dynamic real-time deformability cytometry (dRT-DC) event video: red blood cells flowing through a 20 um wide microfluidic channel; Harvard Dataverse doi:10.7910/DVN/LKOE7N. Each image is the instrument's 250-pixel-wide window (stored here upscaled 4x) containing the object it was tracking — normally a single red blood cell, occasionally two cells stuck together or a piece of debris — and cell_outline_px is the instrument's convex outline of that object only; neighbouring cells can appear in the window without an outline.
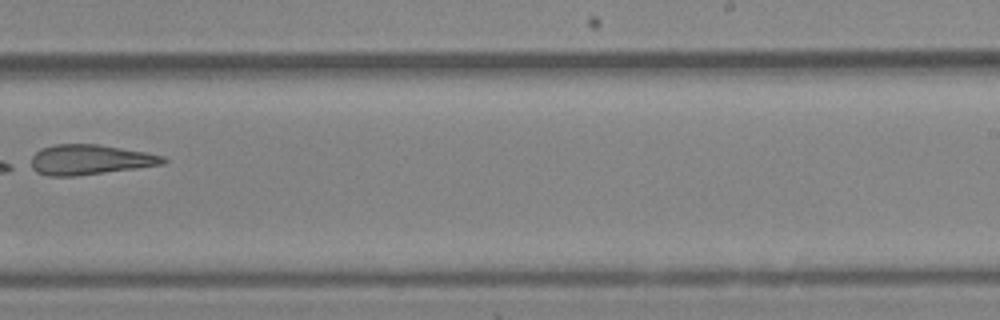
{"species": "Egyptian fruit bat (a non-hibernating species)", "species_latin": "Rousettus aegyptiacus", "temperature_condition": "cold", "stored_images_in_passage": 10, "camera_frame_rate_fps": 3000, "um_per_image_px": 0.085, "animal": {"sex": "female"}, "frame": {"image": 1, "passage_image": 10, "time_ms": 10.667, "image_size_px": [1000, 320], "cell_outline_px": [[168, 160], [164, 164], [136, 168], [76, 176], [48, 176], [36, 172], [28, 168], [32, 156], [40, 148], [56, 144], [96, 144], [144, 152], [164, 156]], "centroid_in_image_um": [7.57, 13.58], "position_along_channel_um": 281.4, "area_um2": 23.24}}